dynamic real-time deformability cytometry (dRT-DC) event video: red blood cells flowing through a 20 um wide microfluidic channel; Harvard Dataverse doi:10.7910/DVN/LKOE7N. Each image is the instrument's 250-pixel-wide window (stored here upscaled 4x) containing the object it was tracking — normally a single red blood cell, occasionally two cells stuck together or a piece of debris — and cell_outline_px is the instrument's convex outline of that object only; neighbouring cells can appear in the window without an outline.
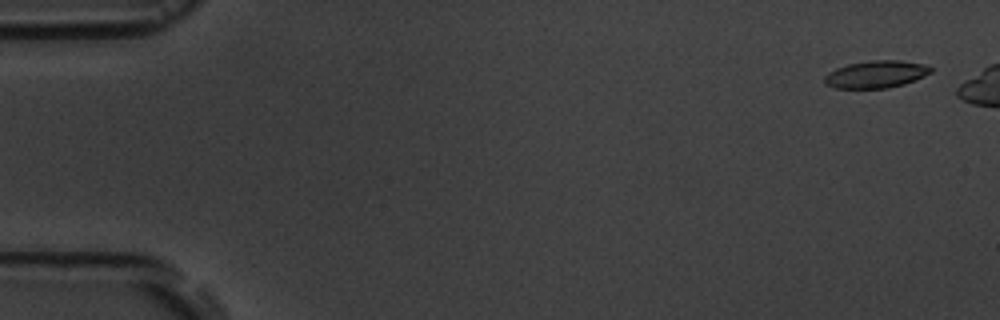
{"species": "common noctule bat (a hibernating species)", "species_latin": "Nyctalus noctula", "temperature_condition": "room temperature", "stored_images_in_passage": 4, "camera_frame_rate_fps": 3000, "um_per_image_px": 0.085, "animal": {"sex": "male", "body_mass_g": 19.5, "forearm_length_mm": 54.6}, "frame": {"image": 1, "passage_image": 1, "time_ms": 0.0, "image_size_px": [1000, 320], "cell_outline_px": [[932, 72], [916, 80], [904, 84], [888, 88], [836, 88], [824, 84], [824, 76], [828, 72], [836, 68], [848, 64], [872, 60], [900, 60], [924, 64], [932, 68]], "centroid_in_image_um": [74.46, 6.31], "position_along_channel_um": 10.5, "area_um2": 16.99}}